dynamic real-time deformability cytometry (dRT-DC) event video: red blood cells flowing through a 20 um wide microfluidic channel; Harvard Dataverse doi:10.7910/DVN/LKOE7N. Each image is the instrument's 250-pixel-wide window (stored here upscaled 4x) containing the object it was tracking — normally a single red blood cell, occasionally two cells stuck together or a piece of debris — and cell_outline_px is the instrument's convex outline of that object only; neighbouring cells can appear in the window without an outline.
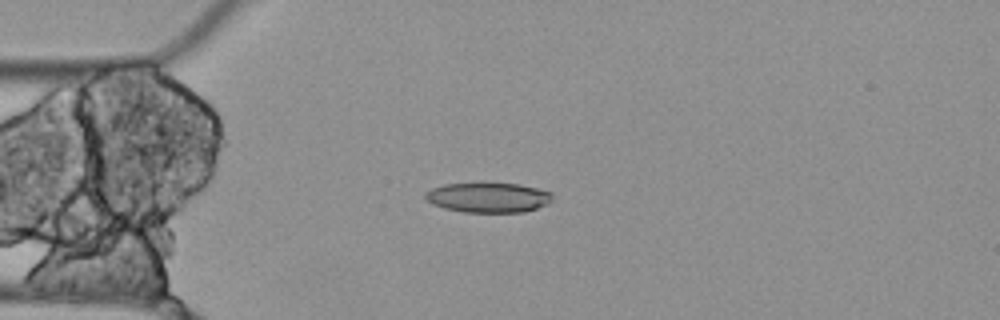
{"species": "Egyptian fruit bat (a non-hibernating species)", "species_latin": "Rousettus aegyptiacus", "temperature_condition": "cold", "stored_images_in_passage": 8, "camera_frame_rate_fps": 3000, "um_per_image_px": 0.085, "animal": {"sex": "female"}, "frame": {"image": 1, "passage_image": 3, "time_ms": 0.667, "image_size_px": [1000, 320], "cell_outline_px": [[552, 200], [548, 204], [524, 212], [464, 212], [444, 208], [432, 204], [424, 196], [424, 192], [432, 188], [444, 184], [520, 184], [552, 192]], "centroid_in_image_um": [41.5, 16.8], "position_along_channel_um": 43.5, "area_um2": 21.96}}
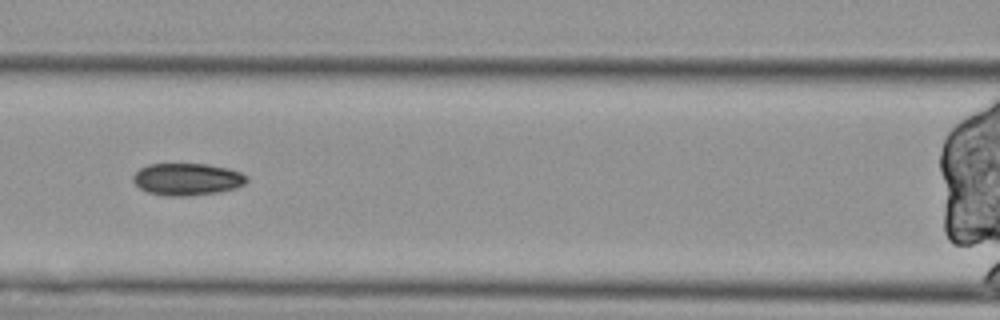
{"frame": {"image": 2, "passage_image": 6, "time_ms": 1.667, "image_size_px": [1000, 320], "cell_outline_px": [[248, 180], [244, 184], [236, 188], [220, 192], [188, 196], [168, 196], [148, 192], [140, 188], [132, 180], [132, 176], [140, 168], [148, 164], [208, 164], [228, 168], [240, 172], [248, 176]], "centroid_in_image_um": [15.93, 15.23], "position_along_channel_um": 150.7, "area_um2": 21.39}}
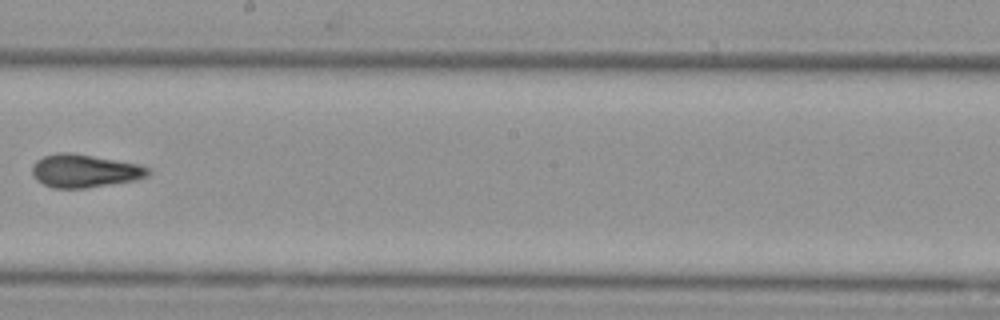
{"frame": {"image": 3, "passage_image": 8, "time_ms": 2.333, "image_size_px": [1000, 320], "cell_outline_px": [[152, 172], [148, 176], [136, 180], [84, 188], [52, 188], [36, 180], [32, 176], [32, 164], [36, 160], [44, 156], [56, 152], [68, 152], [140, 164], [148, 168]], "centroid_in_image_um": [7.17, 14.52], "position_along_channel_um": 241.0, "area_um2": 22.43}}